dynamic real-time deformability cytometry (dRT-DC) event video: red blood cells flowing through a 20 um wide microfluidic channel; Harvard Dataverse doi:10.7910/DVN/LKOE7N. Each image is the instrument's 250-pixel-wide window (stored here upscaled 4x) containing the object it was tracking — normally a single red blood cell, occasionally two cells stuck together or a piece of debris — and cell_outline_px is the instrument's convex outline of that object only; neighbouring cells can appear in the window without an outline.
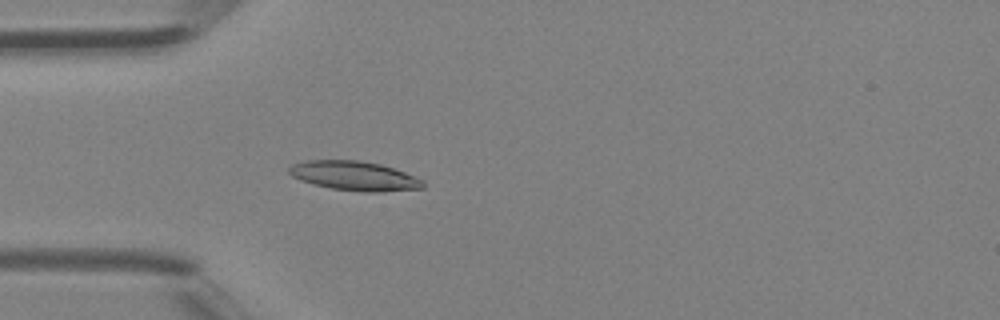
{"species": "Egyptian fruit bat (a non-hibernating species)", "species_latin": "Rousettus aegyptiacus", "temperature_condition": "room temperature", "stored_images_in_passage": 35, "camera_frame_rate_fps": 3000, "um_per_image_px": 0.085, "animal": {"sex": "female"}, "frame": {"image": 1, "passage_image": 5, "time_ms": 1.333, "image_size_px": [1000, 320], "cell_outline_px": [[424, 188], [380, 192], [364, 192], [332, 188], [312, 184], [300, 180], [292, 176], [288, 172], [288, 168], [292, 164], [308, 160], [360, 160], [380, 164], [404, 172], [424, 180]], "centroid_in_image_um": [30.11, 14.95], "position_along_channel_um": 54.9, "area_um2": 22.89}}
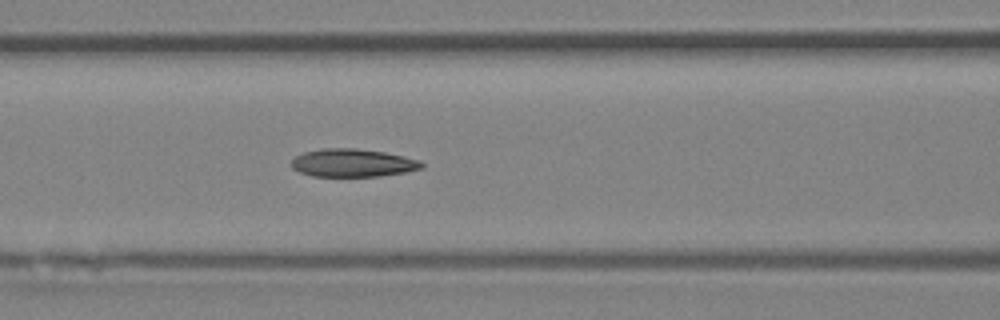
{"frame": {"image": 2, "passage_image": 11, "time_ms": 3.333, "image_size_px": [1000, 320], "cell_outline_px": [[424, 168], [404, 172], [380, 176], [312, 176], [300, 172], [292, 168], [292, 160], [296, 156], [304, 152], [324, 148], [356, 148], [384, 152], [404, 156], [420, 160], [424, 164]], "centroid_in_image_um": [30.0, 13.84], "position_along_channel_um": 136.6, "area_um2": 21.21}}
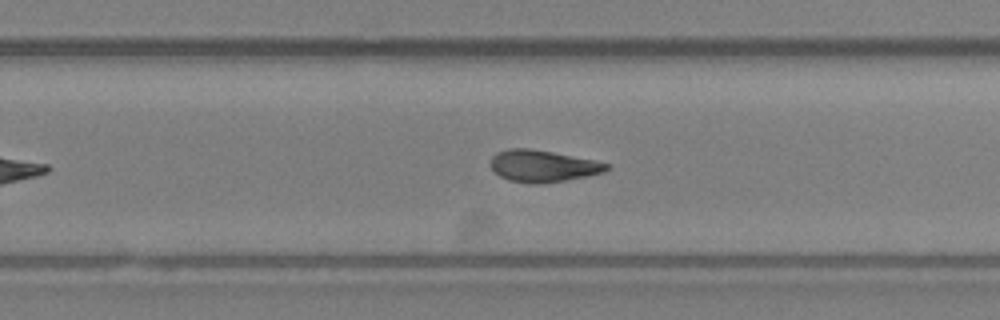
{"frame": {"image": 3, "passage_image": 21, "time_ms": 6.667, "image_size_px": [1000, 320], "cell_outline_px": [[608, 168], [604, 172], [588, 176], [540, 184], [532, 184], [508, 180], [500, 176], [492, 168], [492, 156], [496, 152], [508, 148], [528, 148], [552, 152], [592, 160], [608, 164]], "centroid_in_image_um": [46.11, 14.11], "position_along_channel_um": 283.7, "area_um2": 21.21}, "authors_computed_cell_mechanics": {"area_um2": 21.675, "velocity_mm_per_s": 4.4238, "shape_relaxation_time_tau1_ms": 5.7184, "shape_relaxation_time_tau2_ms": 9.2556, "deformation_change_tau1": 0.156, "deformation_change_tau2": 0.1934}}